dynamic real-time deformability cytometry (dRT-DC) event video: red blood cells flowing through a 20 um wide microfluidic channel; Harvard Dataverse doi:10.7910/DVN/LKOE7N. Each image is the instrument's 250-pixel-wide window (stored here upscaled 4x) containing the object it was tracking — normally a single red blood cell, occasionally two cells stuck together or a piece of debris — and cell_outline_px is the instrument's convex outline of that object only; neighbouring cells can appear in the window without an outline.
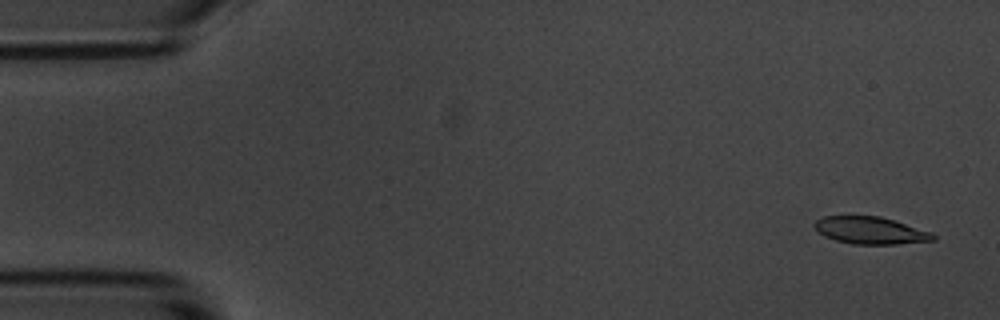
{"species": "common noctule bat (a hibernating species)", "species_latin": "Nyctalus noctula", "temperature_condition": "room temperature", "stored_images_in_passage": 5, "camera_frame_rate_fps": 3000, "um_per_image_px": 0.085, "animal": {"sex": "male", "body_mass_g": 20.1, "forearm_length_mm": 53.5}, "frame": {"image": 1, "passage_image": 1, "time_ms": 0.0, "image_size_px": [1000, 320], "cell_outline_px": [[936, 240], [896, 244], [852, 244], [836, 240], [824, 236], [812, 224], [816, 220], [824, 216], [880, 216], [932, 232], [936, 236]], "centroid_in_image_um": [74.0, 19.59], "position_along_channel_um": 11.0, "area_um2": 18.73}}
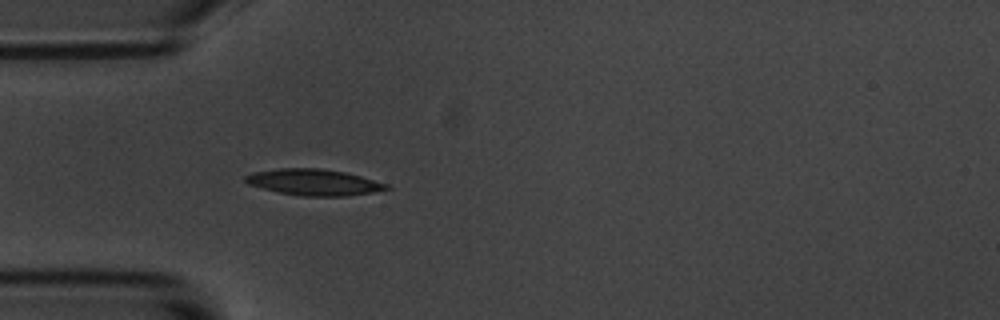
{"frame": {"image": 2, "passage_image": 5, "time_ms": 4.667, "image_size_px": [1000, 320], "cell_outline_px": [[392, 188], [372, 192], [348, 196], [300, 196], [280, 192], [248, 184], [244, 180], [244, 176], [252, 172], [280, 168], [320, 168], [344, 172], [360, 176], [388, 184]], "centroid_in_image_um": [26.67, 15.49], "position_along_channel_um": 58.3, "area_um2": 21.44}}